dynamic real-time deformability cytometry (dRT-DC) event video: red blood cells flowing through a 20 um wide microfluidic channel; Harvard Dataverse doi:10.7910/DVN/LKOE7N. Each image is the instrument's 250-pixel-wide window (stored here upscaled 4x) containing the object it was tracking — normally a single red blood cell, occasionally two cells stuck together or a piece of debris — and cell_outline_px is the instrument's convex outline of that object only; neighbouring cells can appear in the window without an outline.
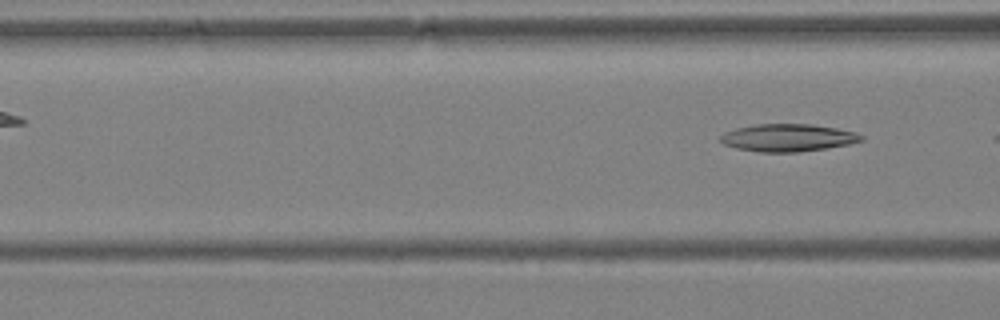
{"species": "Egyptian fruit bat (a non-hibernating species)", "species_latin": "Rousettus aegyptiacus", "temperature_condition": "warm", "stored_images_in_passage": 4, "segment_of_instrument_passage": [2, 2], "camera_frame_rate_fps": 3000, "um_per_image_px": 0.085, "animal": {"sex": "female"}, "frame": {"image": 1, "passage_image": 4, "time_ms": 1.0, "image_size_px": [1000, 320], "cell_outline_px": [[864, 140], [848, 144], [800, 152], [760, 152], [736, 148], [724, 144], [720, 140], [720, 136], [724, 132], [736, 128], [756, 124], [812, 124], [836, 128], [856, 132], [864, 136]], "centroid_in_image_um": [66.97, 11.7], "position_along_channel_um": 99.6, "area_um2": 22.54}}